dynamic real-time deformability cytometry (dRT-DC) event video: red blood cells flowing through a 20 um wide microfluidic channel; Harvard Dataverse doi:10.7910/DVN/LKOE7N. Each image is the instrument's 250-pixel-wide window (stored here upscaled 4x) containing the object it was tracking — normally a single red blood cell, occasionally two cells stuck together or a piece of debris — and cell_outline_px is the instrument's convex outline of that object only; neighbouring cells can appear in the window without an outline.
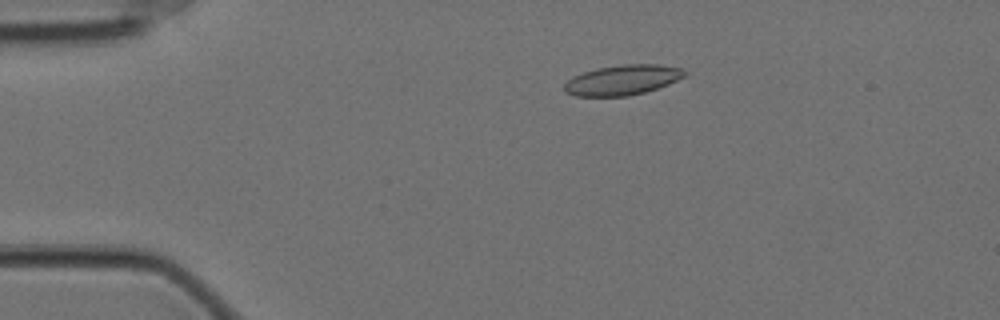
{"species": "Egyptian fruit bat (a non-hibernating species)", "species_latin": "Rousettus aegyptiacus", "temperature_condition": "cold", "stored_images_in_passage": 58, "camera_frame_rate_fps": 3000, "um_per_image_px": 0.085, "animal": {"sex": "female"}, "frame": {"image": 1, "passage_image": 12, "time_ms": 3.667, "image_size_px": [1000, 320], "cell_outline_px": [[688, 76], [668, 84], [644, 92], [628, 96], [576, 96], [564, 92], [564, 84], [572, 76], [596, 68], [620, 64], [660, 64], [680, 68], [688, 72]], "centroid_in_image_um": [52.93, 6.79], "position_along_channel_um": 32.1, "area_um2": 21.27}}
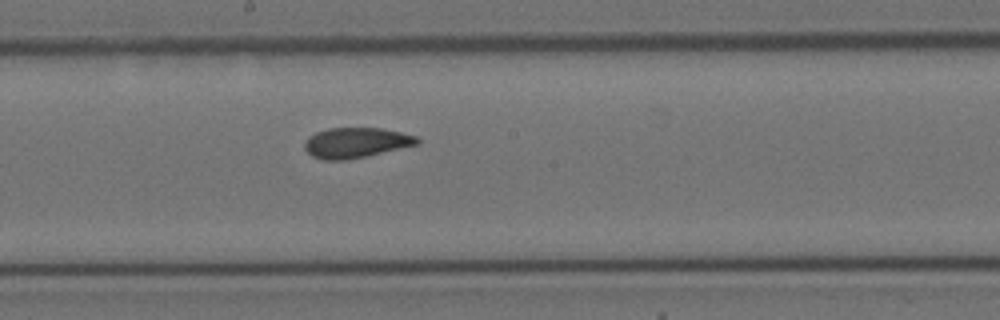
{"frame": {"image": 2, "passage_image": 32, "time_ms": 10.333, "image_size_px": [1000, 320], "cell_outline_px": [[420, 144], [368, 156], [344, 160], [324, 160], [312, 156], [304, 148], [304, 144], [308, 136], [316, 132], [328, 128], [380, 128], [400, 132], [416, 136], [420, 140]], "centroid_in_image_um": [30.26, 12.13], "position_along_channel_um": 217.9, "area_um2": 19.94}}
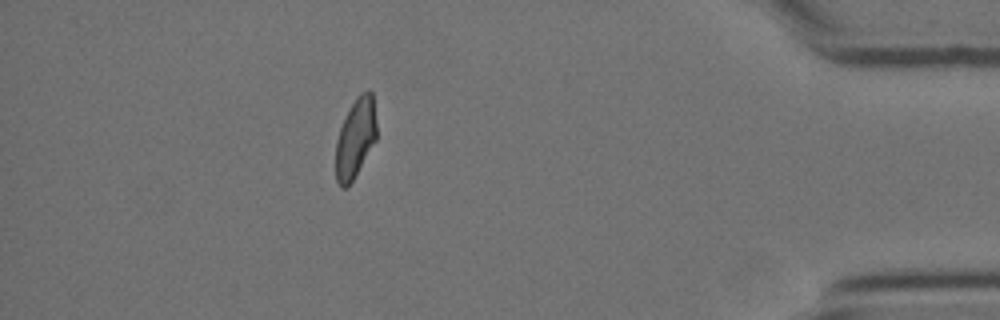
{"frame": {"image": 3, "passage_image": 52, "time_ms": 17.0, "image_size_px": [1000, 320], "cell_outline_px": [[376, 140], [348, 188], [340, 188], [336, 180], [336, 140], [340, 128], [356, 96], [360, 92], [368, 88], [372, 92], [376, 120]], "centroid_in_image_um": [30.22, 11.74], "position_along_channel_um": 405.0, "area_um2": 18.96}, "authors_computed_cell_mechanics": {"area_um2": 20.3456, "velocity_mm_per_s": 3.5046, "shape_relaxation_time_tau1_ms": 7.7963, "shape_relaxation_time_tau2_ms": 3.0411, "deformation_change_tau1": 0.1496, "deformation_change_tau2": 0.0696}}